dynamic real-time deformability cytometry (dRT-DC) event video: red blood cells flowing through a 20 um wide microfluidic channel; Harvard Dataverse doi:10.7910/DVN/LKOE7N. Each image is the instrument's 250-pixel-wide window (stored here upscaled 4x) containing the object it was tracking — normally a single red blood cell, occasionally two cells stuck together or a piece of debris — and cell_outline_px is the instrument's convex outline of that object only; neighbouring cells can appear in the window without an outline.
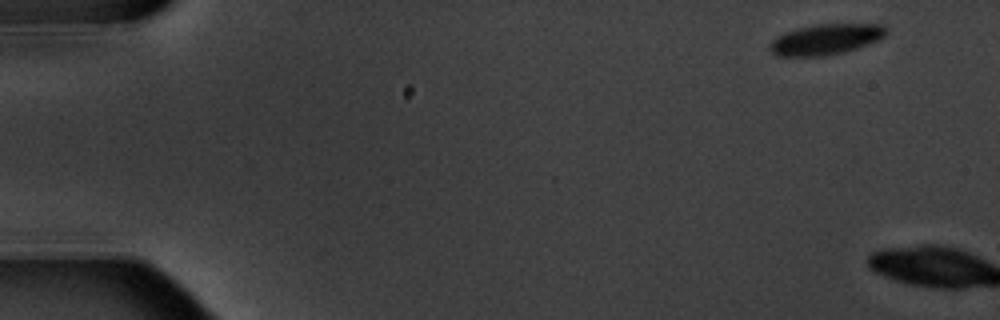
{"species": "common noctule bat (a hibernating species)", "species_latin": "Nyctalus noctula", "temperature_condition": "warm", "stored_images_in_passage": 2, "camera_frame_rate_fps": 3000, "um_per_image_px": 0.085, "animal": {"sex": "male", "body_mass_g": 20.1, "forearm_length_mm": 53.5}, "frame": {"image": 1, "passage_image": 1, "time_ms": 0.0, "image_size_px": [1000, 320], "cell_outline_px": [[884, 36], [868, 44], [844, 52], [824, 56], [776, 56], [768, 48], [768, 44], [776, 36], [784, 32], [816, 24], [884, 24]], "centroid_in_image_um": [70.12, 3.35], "position_along_channel_um": 14.9, "area_um2": 20.63}}